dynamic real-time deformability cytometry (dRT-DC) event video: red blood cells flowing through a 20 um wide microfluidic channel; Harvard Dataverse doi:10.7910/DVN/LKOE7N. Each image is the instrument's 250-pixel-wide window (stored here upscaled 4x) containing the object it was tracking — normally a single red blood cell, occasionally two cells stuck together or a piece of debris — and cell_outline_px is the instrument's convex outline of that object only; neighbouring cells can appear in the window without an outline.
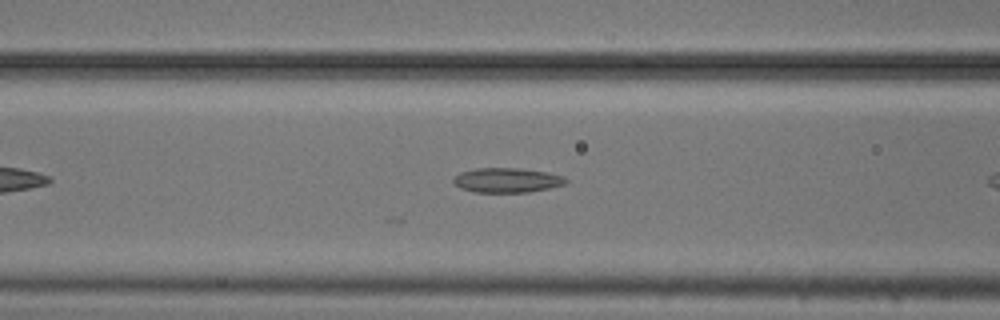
{"species": "common noctule bat (a hibernating species)", "species_latin": "Nyctalus noctula", "temperature_condition": "cold", "stored_images_in_passage": 11, "camera_frame_rate_fps": 3000, "um_per_image_px": 0.085, "animal": {"sex": "male", "body_mass_g": 20.5, "forearm_length_mm": 52.5}, "frame": {"image": 1, "passage_image": 6, "time_ms": 1.667, "image_size_px": [1000, 320], "cell_outline_px": [[568, 184], [528, 192], [476, 192], [460, 188], [452, 180], [460, 172], [476, 168], [520, 168], [548, 172], [564, 176], [568, 180]], "centroid_in_image_um": [43.14, 15.31], "position_along_channel_um": 123.5, "area_um2": 16.18}}
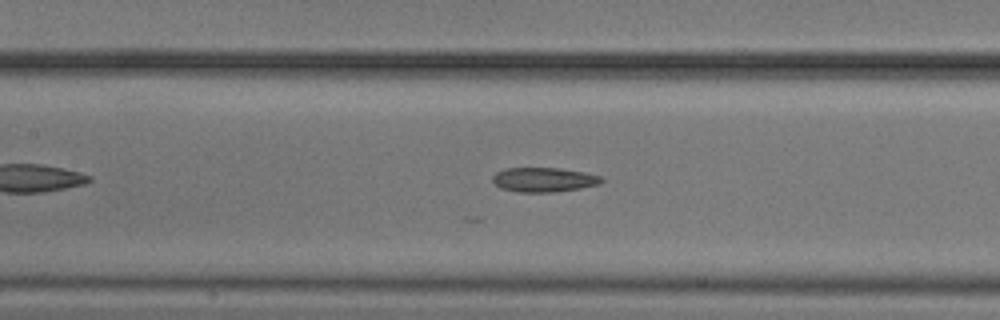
{"frame": {"image": 2, "passage_image": 9, "time_ms": 2.667, "image_size_px": [1000, 320], "cell_outline_px": [[604, 180], [600, 184], [580, 188], [552, 192], [520, 192], [504, 188], [496, 184], [492, 180], [492, 176], [496, 172], [504, 168], [556, 168], [584, 172], [600, 176]], "centroid_in_image_um": [46.23, 15.26], "position_along_channel_um": 161.2, "area_um2": 15.32}}